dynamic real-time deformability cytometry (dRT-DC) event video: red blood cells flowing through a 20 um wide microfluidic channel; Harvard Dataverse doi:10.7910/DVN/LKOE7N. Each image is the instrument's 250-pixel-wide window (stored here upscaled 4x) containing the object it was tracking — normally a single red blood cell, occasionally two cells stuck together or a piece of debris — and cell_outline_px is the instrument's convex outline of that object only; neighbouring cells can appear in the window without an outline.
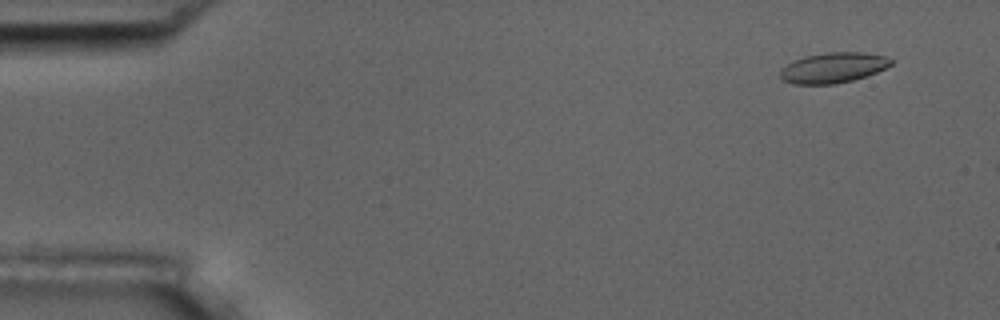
{"species": "common noctule bat (a hibernating species)", "species_latin": "Nyctalus noctula", "temperature_condition": "room temperature", "stored_images_in_passage": 11, "camera_frame_rate_fps": 3000, "um_per_image_px": 0.085, "animal": {"sex": "male", "body_mass_g": 17.5, "forearm_length_mm": 52.3}, "frame": {"image": 1, "passage_image": 4, "time_ms": 1.0, "image_size_px": [1000, 320], "cell_outline_px": [[892, 64], [876, 72], [852, 80], [836, 84], [792, 84], [784, 80], [780, 76], [780, 68], [804, 56], [828, 52], [864, 52], [884, 56], [892, 60]], "centroid_in_image_um": [70.8, 5.75], "position_along_channel_um": 14.2, "area_um2": 19.42}}